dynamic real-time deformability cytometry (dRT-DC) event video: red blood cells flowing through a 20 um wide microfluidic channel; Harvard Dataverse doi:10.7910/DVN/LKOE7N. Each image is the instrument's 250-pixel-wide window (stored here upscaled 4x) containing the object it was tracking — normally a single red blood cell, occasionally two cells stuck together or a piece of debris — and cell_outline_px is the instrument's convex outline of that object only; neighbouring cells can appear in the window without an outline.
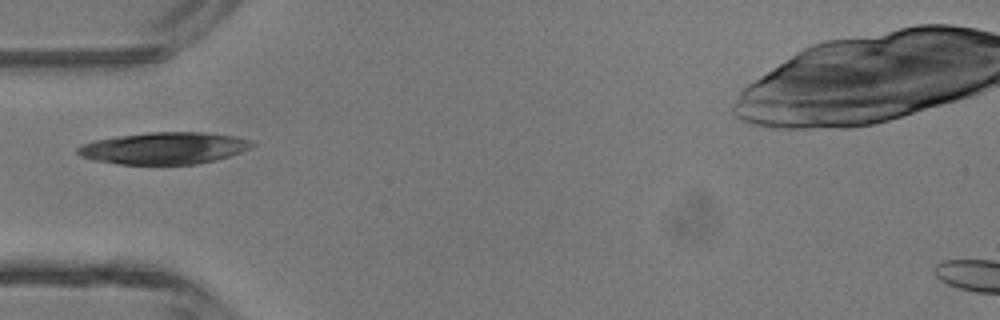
{"species": "common noctule bat (a hibernating species)", "species_latin": "Nyctalus noctula", "temperature_condition": "room temperature", "stored_images_in_passage": 1, "camera_frame_rate_fps": 3000, "um_per_image_px": 0.085, "animal": {"sex": "male", "body_mass_g": 13.3}, "frame": {"image": 1, "passage_image": 1, "time_ms": 0.0, "image_size_px": [1000, 320], "cell_outline_px": [[256, 144], [252, 148], [216, 160], [196, 164], [120, 164], [92, 160], [80, 156], [76, 152], [76, 148], [80, 144], [96, 140], [120, 136], [148, 132], [204, 132], [236, 136], [252, 140]], "centroid_in_image_um": [13.96, 12.59], "position_along_channel_um": 71.0, "area_um2": 32.54}}